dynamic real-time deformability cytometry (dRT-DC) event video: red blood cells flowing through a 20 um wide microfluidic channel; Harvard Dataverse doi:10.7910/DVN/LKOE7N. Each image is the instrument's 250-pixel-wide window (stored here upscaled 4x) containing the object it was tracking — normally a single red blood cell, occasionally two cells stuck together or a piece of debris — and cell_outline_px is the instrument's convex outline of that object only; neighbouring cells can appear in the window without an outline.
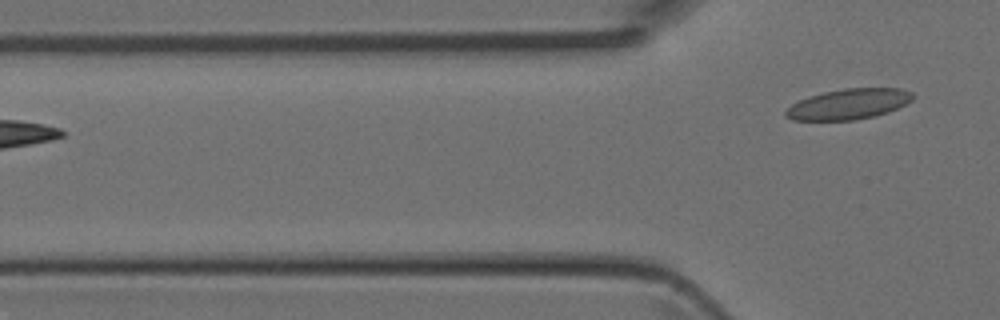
{"species": "Egyptian fruit bat (a non-hibernating species)", "species_latin": "Rousettus aegyptiacus", "temperature_condition": "room temperature", "stored_images_in_passage": 3, "camera_frame_rate_fps": 3000, "um_per_image_px": 0.085, "animal": {"sex": "female"}, "frame": {"image": 1, "passage_image": 3, "time_ms": 0.667, "image_size_px": [1000, 320], "cell_outline_px": [[912, 100], [888, 112], [876, 116], [856, 120], [792, 120], [784, 116], [784, 112], [792, 104], [808, 96], [824, 92], [844, 88], [900, 88], [912, 92]], "centroid_in_image_um": [72.11, 8.85], "position_along_channel_um": 53.7, "area_um2": 22.54}}